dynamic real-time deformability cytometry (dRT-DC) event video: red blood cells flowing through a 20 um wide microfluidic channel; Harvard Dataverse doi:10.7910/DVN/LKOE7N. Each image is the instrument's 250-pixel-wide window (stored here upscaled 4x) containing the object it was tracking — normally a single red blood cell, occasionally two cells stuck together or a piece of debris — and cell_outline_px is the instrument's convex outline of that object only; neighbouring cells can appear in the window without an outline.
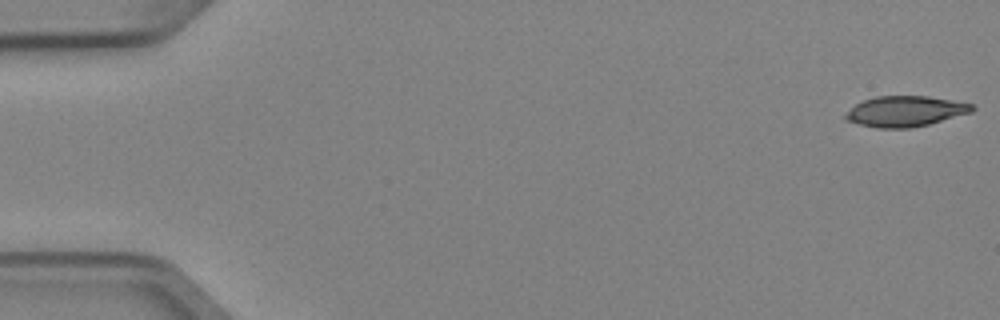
{"species": "Egyptian fruit bat (a non-hibernating species)", "species_latin": "Rousettus aegyptiacus", "temperature_condition": "cold", "stored_images_in_passage": 5, "camera_frame_rate_fps": 3000, "um_per_image_px": 0.085, "animal": {"sex": "female"}, "frame": {"image": 1, "passage_image": 1, "time_ms": 0.0, "image_size_px": [1000, 320], "cell_outline_px": [[976, 108], [972, 112], [928, 124], [908, 128], [880, 128], [860, 124], [848, 120], [844, 116], [856, 104], [864, 100], [876, 96], [928, 96], [972, 104]], "centroid_in_image_um": [76.98, 9.45], "position_along_channel_um": 8.0, "area_um2": 22.14}}